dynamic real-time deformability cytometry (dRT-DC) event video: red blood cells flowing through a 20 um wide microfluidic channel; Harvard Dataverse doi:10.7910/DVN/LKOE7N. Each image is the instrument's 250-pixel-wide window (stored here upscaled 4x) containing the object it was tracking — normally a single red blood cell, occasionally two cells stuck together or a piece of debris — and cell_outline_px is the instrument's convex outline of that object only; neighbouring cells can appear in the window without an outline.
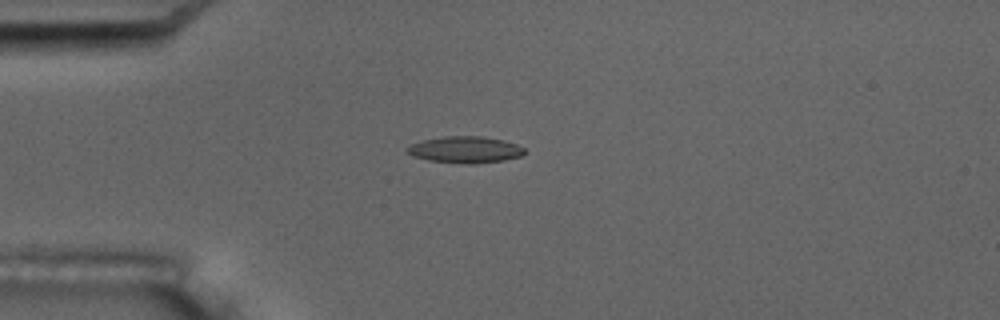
{"species": "common noctule bat (a hibernating species)", "species_latin": "Nyctalus noctula", "temperature_condition": "room temperature", "stored_images_in_passage": 7, "camera_frame_rate_fps": 3000, "um_per_image_px": 0.085, "animal": {"sex": "male", "body_mass_g": 17.5, "forearm_length_mm": 52.3}, "frame": {"image": 1, "passage_image": 5, "time_ms": 4.667, "image_size_px": [1000, 320], "cell_outline_px": [[524, 152], [520, 156], [504, 160], [476, 164], [468, 164], [428, 160], [412, 156], [404, 148], [412, 144], [424, 140], [444, 136], [484, 136], [516, 144], [524, 148]], "centroid_in_image_um": [39.52, 12.72], "position_along_channel_um": 45.5, "area_um2": 18.03}}